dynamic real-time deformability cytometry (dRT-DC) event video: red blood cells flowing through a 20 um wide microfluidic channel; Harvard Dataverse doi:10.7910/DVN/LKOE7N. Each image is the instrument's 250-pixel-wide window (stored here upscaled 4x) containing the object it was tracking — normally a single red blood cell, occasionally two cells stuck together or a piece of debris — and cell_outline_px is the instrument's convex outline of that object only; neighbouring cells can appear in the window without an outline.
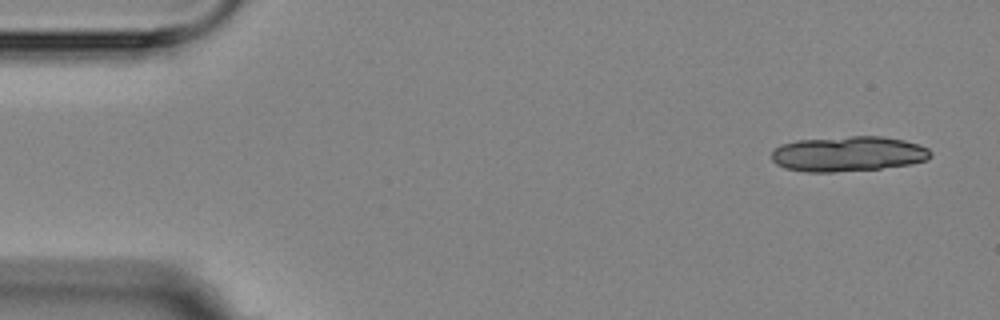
{"species": "Egyptian fruit bat (a non-hibernating species)", "species_latin": "Rousettus aegyptiacus", "temperature_condition": "room temperature", "stored_images_in_passage": 6, "segment_of_instrument_passage": [1, 2], "camera_frame_rate_fps": 3000, "um_per_image_px": 0.085, "animal": {"sex": "female"}, "frame": {"image": 1, "passage_image": 1, "time_ms": 0.0, "image_size_px": [1000, 320], "cell_outline_px": [[932, 156], [928, 160], [908, 164], [880, 168], [832, 172], [808, 172], [784, 168], [776, 164], [772, 160], [772, 152], [780, 144], [796, 140], [848, 136], [884, 136], [904, 140], [920, 144], [928, 148], [932, 152]], "centroid_in_image_um": [72.1, 13.07], "position_along_channel_um": 12.9, "area_um2": 32.77}}